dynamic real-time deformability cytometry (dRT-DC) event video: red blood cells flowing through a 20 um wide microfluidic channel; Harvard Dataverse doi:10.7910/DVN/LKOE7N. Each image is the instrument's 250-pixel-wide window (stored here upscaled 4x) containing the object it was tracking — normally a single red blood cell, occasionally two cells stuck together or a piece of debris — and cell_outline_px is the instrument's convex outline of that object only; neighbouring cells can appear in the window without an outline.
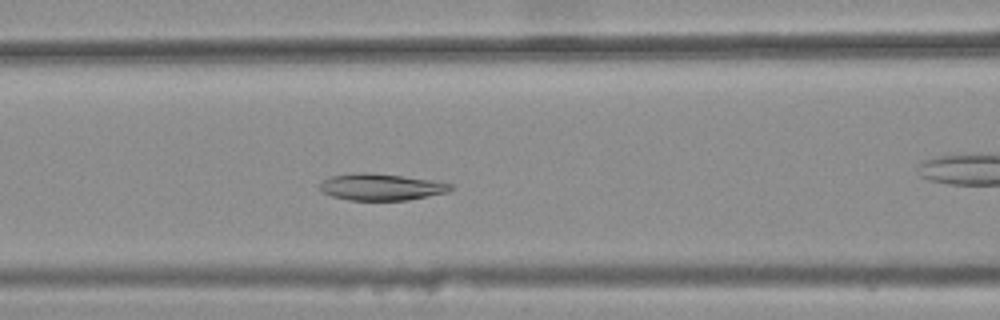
{"species": "common noctule bat (a hibernating species)", "species_latin": "Nyctalus noctula", "temperature_condition": "warm", "stored_images_in_passage": 41, "camera_frame_rate_fps": 3000, "um_per_image_px": 0.085, "animal": {"sex": "female", "body_mass_g": 25.1}, "frame": {"image": 1, "passage_image": 18, "time_ms": 5.667, "image_size_px": [1000, 320], "cell_outline_px": [[456, 188], [448, 192], [408, 200], [348, 200], [332, 196], [320, 192], [320, 184], [324, 180], [332, 176], [364, 172], [400, 176], [428, 180], [452, 184]], "centroid_in_image_um": [32.4, 15.91], "position_along_channel_um": 134.2, "area_um2": 20.06}}
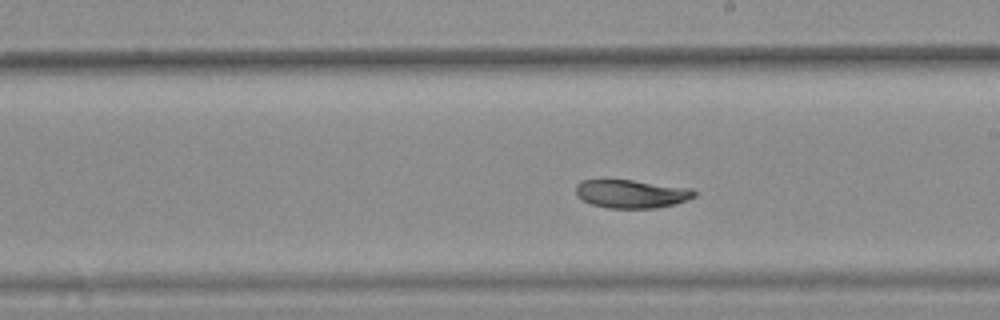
{"frame": {"image": 2, "passage_image": 26, "time_ms": 8.333, "image_size_px": [1000, 320], "cell_outline_px": [[696, 196], [688, 200], [656, 208], [608, 208], [592, 204], [576, 196], [576, 184], [580, 180], [604, 176], [692, 188], [696, 192]], "centroid_in_image_um": [53.6, 16.42], "position_along_channel_um": 235.4, "area_um2": 20.35}}
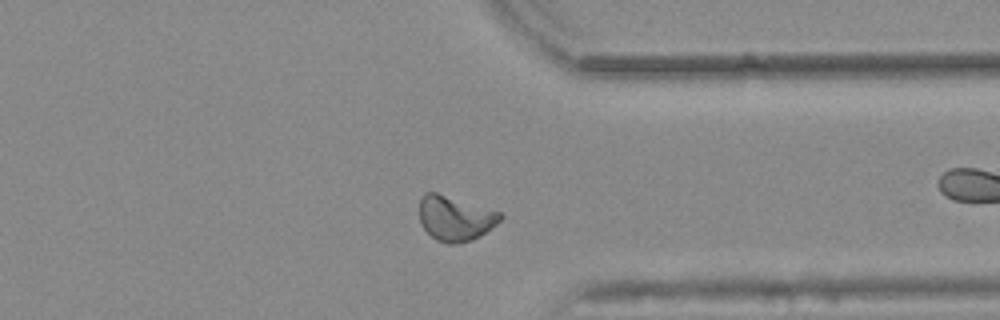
{"frame": {"image": 3, "passage_image": 37, "time_ms": 12.0, "image_size_px": [1000, 320], "cell_outline_px": [[504, 216], [496, 224], [480, 236], [472, 240], [460, 244], [448, 244], [436, 240], [420, 224], [420, 196], [424, 192], [436, 192], [500, 212]], "centroid_in_image_um": [38.67, 18.56], "position_along_channel_um": 372.7, "area_um2": 21.15}, "authors_computed_cell_mechanics": {"area_um2": 20.7502, "velocity_mm_per_s": 3.808, "shape_relaxation_time_tau1_ms": null, "shape_relaxation_time_tau2_ms": 8.558, "deformation_change_tau1": null, "deformation_change_tau2": 0.1074}}